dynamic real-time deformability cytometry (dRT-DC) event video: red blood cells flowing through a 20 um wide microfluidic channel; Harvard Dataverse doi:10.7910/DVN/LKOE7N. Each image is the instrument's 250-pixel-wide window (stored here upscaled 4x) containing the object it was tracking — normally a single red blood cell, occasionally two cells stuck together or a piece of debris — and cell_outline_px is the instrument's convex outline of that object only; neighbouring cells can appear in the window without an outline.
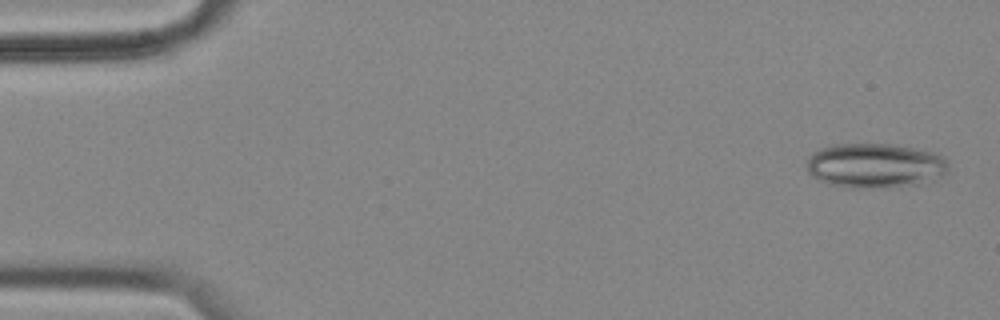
{"species": "common noctule bat (a hibernating species)", "species_latin": "Nyctalus noctula", "temperature_condition": "cold", "stored_images_in_passage": 7, "camera_frame_rate_fps": 3000, "um_per_image_px": 0.085, "animal": {"sex": "female", "body_mass_g": 18.4}, "frame": {"image": 1, "passage_image": 1, "time_ms": 0.0, "image_size_px": [1000, 320], "cell_outline_px": [[948, 172], [936, 180], [920, 184], [892, 188], [844, 188], [828, 184], [812, 176], [808, 172], [808, 156], [812, 152], [820, 148], [832, 144], [892, 144], [932, 152], [944, 156], [948, 160]], "centroid_in_image_um": [74.41, 14.09], "position_along_channel_um": 10.6, "area_um2": 37.57}}
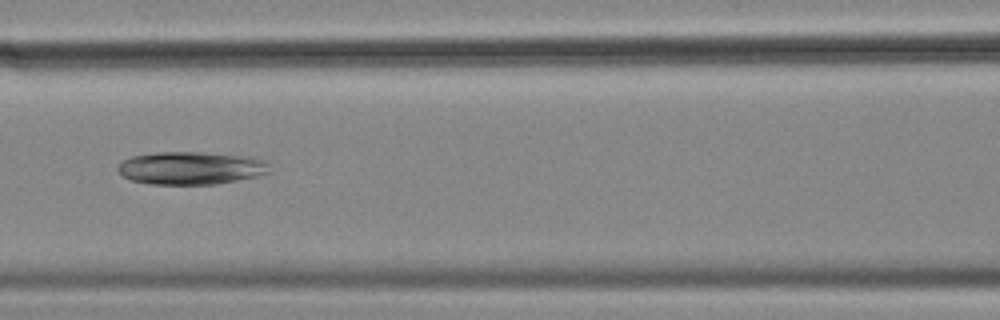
{"frame": {"image": 2, "passage_image": 7, "time_ms": 2.0, "image_size_px": [1000, 320], "cell_outline_px": [[272, 172], [256, 176], [216, 184], [152, 184], [132, 180], [124, 176], [116, 168], [124, 160], [132, 156], [160, 152], [200, 152], [252, 156], [264, 160]], "centroid_in_image_um": [16.27, 14.28], "position_along_channel_um": 150.3, "area_um2": 28.9}}